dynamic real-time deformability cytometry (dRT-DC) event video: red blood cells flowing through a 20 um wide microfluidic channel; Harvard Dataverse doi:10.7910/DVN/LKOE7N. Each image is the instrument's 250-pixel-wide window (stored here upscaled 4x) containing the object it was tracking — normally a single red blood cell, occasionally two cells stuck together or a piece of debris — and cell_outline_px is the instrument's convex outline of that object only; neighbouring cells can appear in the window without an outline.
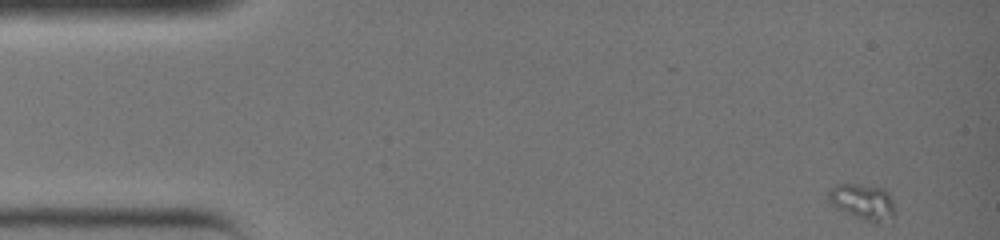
{"species": "common noctule bat (a hibernating species)", "species_latin": "Nyctalus noctula", "temperature_condition": "warm", "stored_images_in_passage": 36, "camera_frame_rate_fps": 3000, "um_per_image_px": 0.085, "animal": {"sex": "female", "body_mass_g": 19.0, "forearm_length_mm": 51.5}, "frame": {"image": 1, "passage_image": 1, "time_ms": 0.0, "image_size_px": [1000, 240], "cell_outline_px": [[892, 220], [876, 224], [864, 220], [836, 208], [828, 200], [828, 192], [836, 184], [856, 184], [884, 188], [888, 192], [892, 200]], "centroid_in_image_um": [73.33, 17.16], "position_along_channel_um": 11.7, "area_um2": 13.76}}
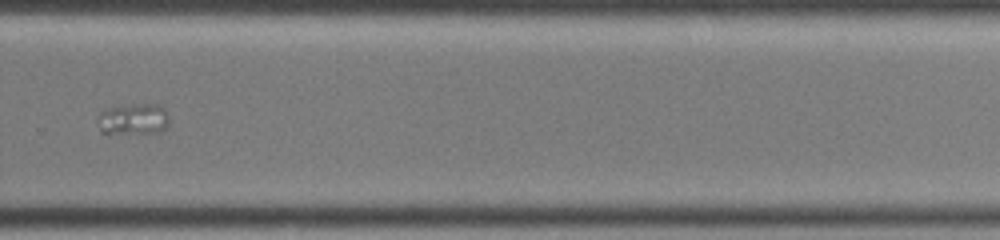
{"frame": {"image": 2, "passage_image": 26, "time_ms": 8.333, "image_size_px": [1000, 240], "cell_outline_px": [[168, 124], [164, 132], [108, 136], [100, 132], [100, 112], [104, 108], [132, 104], [160, 104], [168, 112]], "centroid_in_image_um": [11.35, 10.17], "position_along_channel_um": 318.4, "area_um2": 13.76}}
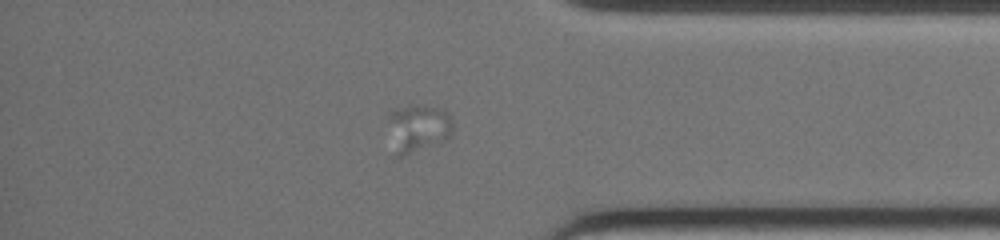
{"frame": {"image": 3, "passage_image": 31, "time_ms": 10.0, "image_size_px": [1000, 240], "cell_outline_px": [[452, 132], [440, 144], [404, 156], [396, 156], [388, 120], [388, 116], [396, 108], [424, 104], [444, 108], [452, 120]], "centroid_in_image_um": [35.58, 10.88], "position_along_channel_um": 399.6, "area_um2": 18.15}}